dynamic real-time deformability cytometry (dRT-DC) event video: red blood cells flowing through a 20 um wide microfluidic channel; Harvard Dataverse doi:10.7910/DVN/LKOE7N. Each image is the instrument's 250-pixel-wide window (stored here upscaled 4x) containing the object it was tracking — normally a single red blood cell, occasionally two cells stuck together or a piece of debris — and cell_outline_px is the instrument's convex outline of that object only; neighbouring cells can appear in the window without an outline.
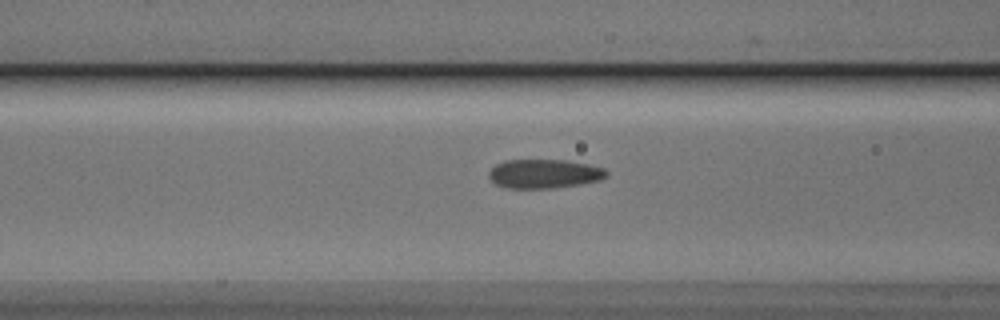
{"species": "Egyptian fruit bat (a non-hibernating species)", "species_latin": "Rousettus aegyptiacus", "temperature_condition": "cold", "stored_images_in_passage": 13, "camera_frame_rate_fps": 3000, "um_per_image_px": 0.085, "animal": {"sex": "male"}, "frame": {"image": 1, "passage_image": 11, "time_ms": 3.333, "image_size_px": [1000, 320], "cell_outline_px": [[608, 176], [600, 180], [580, 184], [552, 188], [508, 188], [496, 184], [488, 176], [488, 172], [496, 164], [508, 160], [564, 160], [588, 164], [604, 168], [608, 172]], "centroid_in_image_um": [46.27, 14.77], "position_along_channel_um": 120.3, "area_um2": 19.83}}